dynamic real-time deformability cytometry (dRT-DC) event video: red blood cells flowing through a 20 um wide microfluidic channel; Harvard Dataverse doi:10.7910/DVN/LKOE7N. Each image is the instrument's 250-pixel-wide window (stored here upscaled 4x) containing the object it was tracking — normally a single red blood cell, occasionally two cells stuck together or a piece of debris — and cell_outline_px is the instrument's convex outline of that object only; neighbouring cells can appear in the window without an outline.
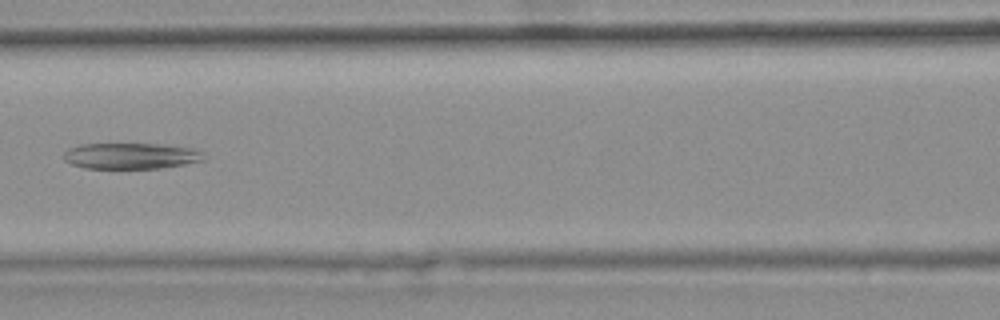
{"species": "common noctule bat (a hibernating species)", "species_latin": "Nyctalus noctula", "temperature_condition": "warm", "stored_images_in_passage": 6, "camera_frame_rate_fps": 3000, "um_per_image_px": 0.085, "animal": {"sex": "female", "body_mass_g": 25.1}, "frame": {"image": 1, "passage_image": 6, "time_ms": 1.667, "image_size_px": [1000, 320], "cell_outline_px": [[204, 160], [184, 164], [160, 168], [84, 168], [72, 164], [64, 160], [64, 152], [68, 148], [80, 144], [164, 144], [192, 148], [200, 152]], "centroid_in_image_um": [11.08, 13.25], "position_along_channel_um": 155.5, "area_um2": 21.1}}